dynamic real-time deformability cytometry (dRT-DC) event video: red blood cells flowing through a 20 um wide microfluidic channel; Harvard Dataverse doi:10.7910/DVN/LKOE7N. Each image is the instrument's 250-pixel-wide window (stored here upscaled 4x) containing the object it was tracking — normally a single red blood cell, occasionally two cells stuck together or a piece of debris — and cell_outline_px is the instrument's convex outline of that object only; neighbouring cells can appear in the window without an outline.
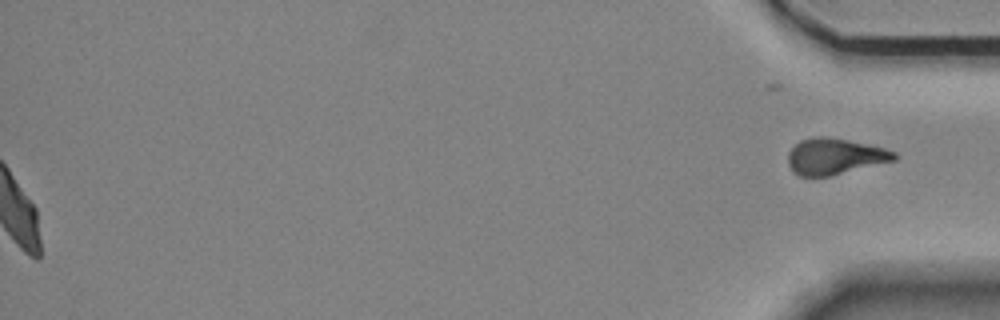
{"species": "Egyptian fruit bat (a non-hibernating species)", "species_latin": "Rousettus aegyptiacus", "temperature_condition": "room temperature", "stored_images_in_passage": 58, "segment_of_instrument_passage": [2, 2], "camera_frame_rate_fps": 3000, "um_per_image_px": 0.085, "animal": {"sex": "female"}, "frame": {"image": 1, "passage_image": 58, "time_ms": 19.0, "image_size_px": [1000, 320], "cell_outline_px": [[896, 160], [832, 176], [800, 176], [792, 172], [788, 164], [788, 152], [800, 140], [812, 136], [824, 136], [848, 140], [884, 148], [896, 152]], "centroid_in_image_um": [70.93, 13.3], "position_along_channel_um": 364.3, "area_um2": 22.48}}